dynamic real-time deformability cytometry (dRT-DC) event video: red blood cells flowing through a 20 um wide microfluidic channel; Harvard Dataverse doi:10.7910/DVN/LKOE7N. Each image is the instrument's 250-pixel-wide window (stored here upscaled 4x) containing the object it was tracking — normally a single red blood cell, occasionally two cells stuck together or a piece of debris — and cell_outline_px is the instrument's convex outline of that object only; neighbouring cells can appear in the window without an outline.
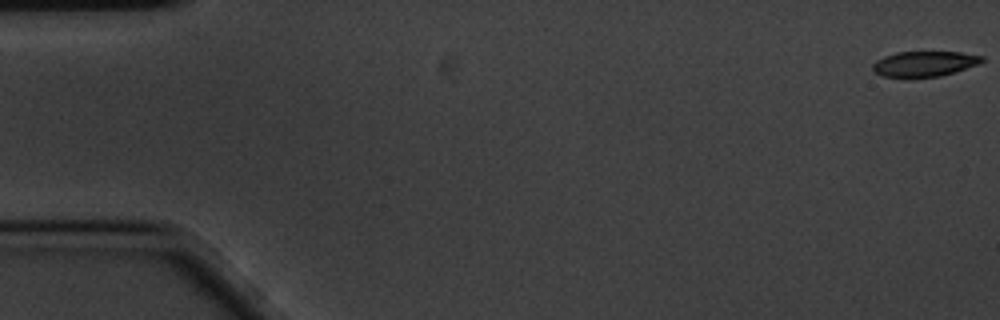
{"species": "common noctule bat (a hibernating species)", "species_latin": "Nyctalus noctula", "temperature_condition": "cold", "stored_images_in_passage": 59, "camera_frame_rate_fps": 3000, "um_per_image_px": 0.085, "animal": {"sex": "male", "body_mass_g": 20.1, "forearm_length_mm": 53.5}, "frame": {"image": 1, "passage_image": 1, "time_ms": 0.0, "image_size_px": [1000, 320], "cell_outline_px": [[984, 60], [976, 64], [940, 76], [908, 80], [904, 80], [880, 76], [872, 68], [872, 64], [876, 60], [884, 56], [896, 52], [960, 52], [984, 56]], "centroid_in_image_um": [78.46, 5.46], "position_along_channel_um": 6.5, "area_um2": 16.59}}
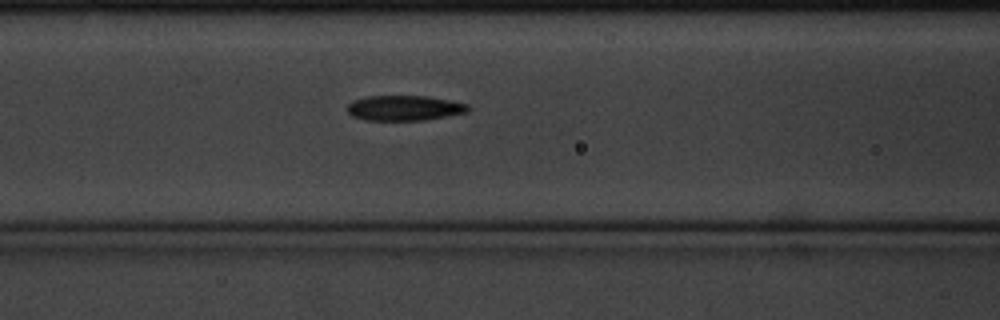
{"frame": {"image": 2, "passage_image": 24, "time_ms": 7.667, "image_size_px": [1000, 320], "cell_outline_px": [[468, 112], [424, 120], [364, 120], [352, 116], [348, 112], [348, 104], [352, 100], [368, 96], [428, 96], [452, 100], [468, 104]], "centroid_in_image_um": [34.36, 9.17], "position_along_channel_um": 132.2, "area_um2": 17.74}}
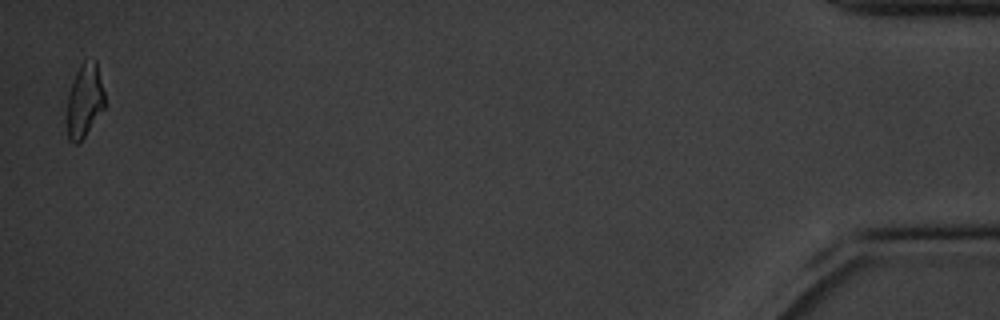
{"frame": {"image": 3, "passage_image": 58, "time_ms": 19.0, "image_size_px": [1000, 320], "cell_outline_px": [[104, 108], [84, 136], [76, 144], [72, 144], [68, 140], [68, 92], [72, 80], [80, 64], [84, 60], [96, 60], [104, 92]], "centroid_in_image_um": [7.18, 8.52], "position_along_channel_um": 428.0, "area_um2": 15.95}, "authors_computed_cell_mechanics": {"area_um2": 17.6868, "velocity_mm_per_s": 3.4316, "shape_relaxation_time_tau1_ms": 5.106, "shape_relaxation_time_tau2_ms": 9.004, "deformation_change_tau1": 0.1474, "deformation_change_tau2": 0.1741}}